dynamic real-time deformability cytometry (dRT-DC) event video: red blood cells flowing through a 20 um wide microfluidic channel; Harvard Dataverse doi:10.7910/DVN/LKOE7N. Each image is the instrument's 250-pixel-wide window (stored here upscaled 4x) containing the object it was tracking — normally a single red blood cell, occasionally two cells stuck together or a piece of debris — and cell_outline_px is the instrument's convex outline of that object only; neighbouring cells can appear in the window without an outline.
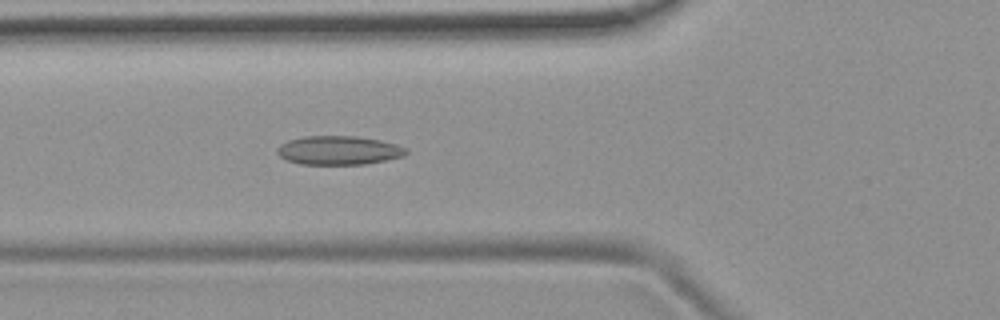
{"species": "common noctule bat (a hibernating species)", "species_latin": "Nyctalus noctula", "temperature_condition": "room temperature", "stored_images_in_passage": 11, "camera_frame_rate_fps": 3000, "um_per_image_px": 0.085, "animal": {"sex": "female", "body_mass_g": 19.9}, "frame": {"image": 1, "passage_image": 8, "time_ms": 2.333, "image_size_px": [1000, 320], "cell_outline_px": [[408, 152], [404, 156], [364, 164], [300, 164], [288, 160], [280, 156], [276, 152], [276, 148], [280, 144], [288, 140], [304, 136], [356, 136], [380, 140], [396, 144], [408, 148]], "centroid_in_image_um": [28.79, 12.77], "position_along_channel_um": 97.0, "area_um2": 21.68}}